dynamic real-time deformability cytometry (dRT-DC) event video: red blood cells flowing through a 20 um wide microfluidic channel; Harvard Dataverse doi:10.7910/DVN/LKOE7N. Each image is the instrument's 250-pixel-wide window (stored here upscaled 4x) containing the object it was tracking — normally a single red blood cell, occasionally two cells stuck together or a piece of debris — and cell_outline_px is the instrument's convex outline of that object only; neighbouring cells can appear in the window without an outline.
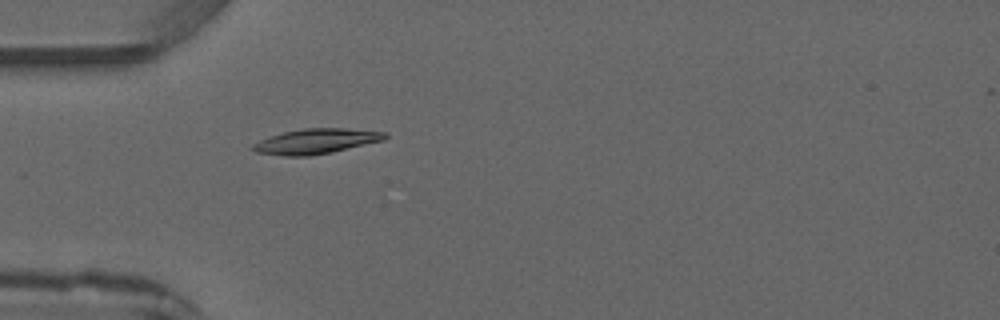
{"species": "common noctule bat (a hibernating species)", "species_latin": "Nyctalus noctula", "temperature_condition": "warm", "stored_images_in_passage": 1, "camera_frame_rate_fps": 3000, "um_per_image_px": 0.085, "animal": {"sex": "male", "forearm_length_mm": 52.5}, "frame": {"image": 1, "passage_image": 1, "time_ms": 0.0, "image_size_px": [1000, 320], "cell_outline_px": [[388, 136], [384, 140], [332, 152], [308, 156], [284, 156], [256, 152], [248, 148], [252, 144], [260, 140], [284, 132], [304, 128], [344, 128], [388, 132]], "centroid_in_image_um": [26.86, 12.01], "position_along_channel_um": 58.1, "area_um2": 19.31}}